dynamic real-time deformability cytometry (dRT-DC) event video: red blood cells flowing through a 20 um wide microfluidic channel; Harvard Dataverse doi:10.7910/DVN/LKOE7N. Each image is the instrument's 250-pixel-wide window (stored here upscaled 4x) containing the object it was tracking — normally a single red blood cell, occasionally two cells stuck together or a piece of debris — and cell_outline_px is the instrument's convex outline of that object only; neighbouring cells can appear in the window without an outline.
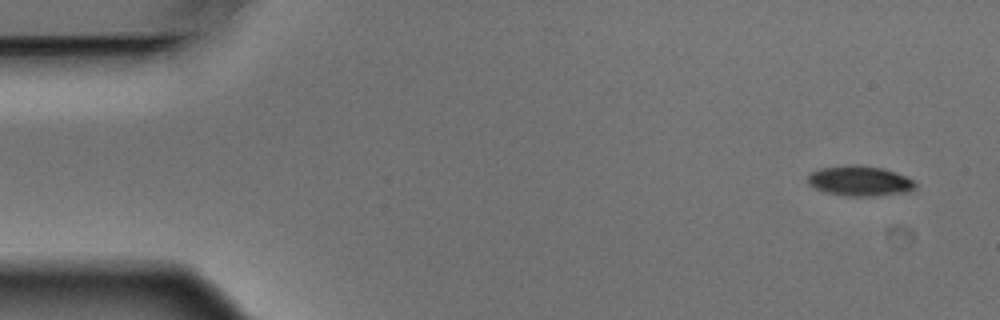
{"species": "Egyptian fruit bat (a non-hibernating species)", "species_latin": "Rousettus aegyptiacus", "temperature_condition": "warm", "stored_images_in_passage": 4, "camera_frame_rate_fps": 3000, "um_per_image_px": 0.085, "animal": {"sex": "male"}, "frame": {"image": 1, "passage_image": 1, "time_ms": 0.0, "image_size_px": [1000, 320], "cell_outline_px": [[916, 188], [904, 192], [872, 196], [848, 196], [824, 192], [808, 184], [808, 176], [812, 172], [820, 168], [852, 164], [884, 168], [896, 172], [912, 180], [916, 184]], "centroid_in_image_um": [73.06, 15.37], "position_along_channel_um": 11.9, "area_um2": 18.73}}